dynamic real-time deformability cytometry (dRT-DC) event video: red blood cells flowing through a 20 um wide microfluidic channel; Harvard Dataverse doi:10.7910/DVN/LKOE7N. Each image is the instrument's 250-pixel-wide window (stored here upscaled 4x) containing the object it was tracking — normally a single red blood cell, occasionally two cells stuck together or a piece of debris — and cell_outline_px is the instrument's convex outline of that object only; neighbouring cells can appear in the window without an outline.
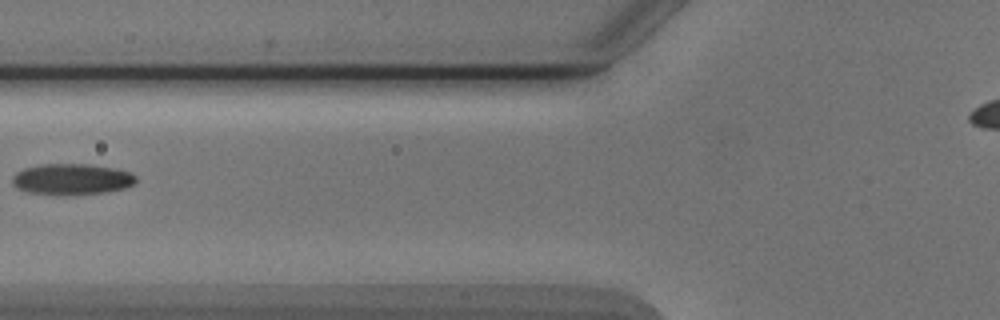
{"species": "Egyptian fruit bat (a non-hibernating species)", "species_latin": "Rousettus aegyptiacus", "temperature_condition": "cold", "stored_images_in_passage": 6, "camera_frame_rate_fps": 3000, "um_per_image_px": 0.085, "animal": {"sex": "male"}, "frame": {"image": 1, "passage_image": 6, "time_ms": 6.0, "image_size_px": [1000, 320], "cell_outline_px": [[136, 180], [132, 184], [124, 188], [104, 192], [24, 192], [16, 188], [12, 184], [12, 176], [16, 172], [24, 168], [40, 164], [88, 164], [112, 168], [132, 172], [136, 176]], "centroid_in_image_um": [6.07, 15.18], "position_along_channel_um": 119.7, "area_um2": 21.5}}